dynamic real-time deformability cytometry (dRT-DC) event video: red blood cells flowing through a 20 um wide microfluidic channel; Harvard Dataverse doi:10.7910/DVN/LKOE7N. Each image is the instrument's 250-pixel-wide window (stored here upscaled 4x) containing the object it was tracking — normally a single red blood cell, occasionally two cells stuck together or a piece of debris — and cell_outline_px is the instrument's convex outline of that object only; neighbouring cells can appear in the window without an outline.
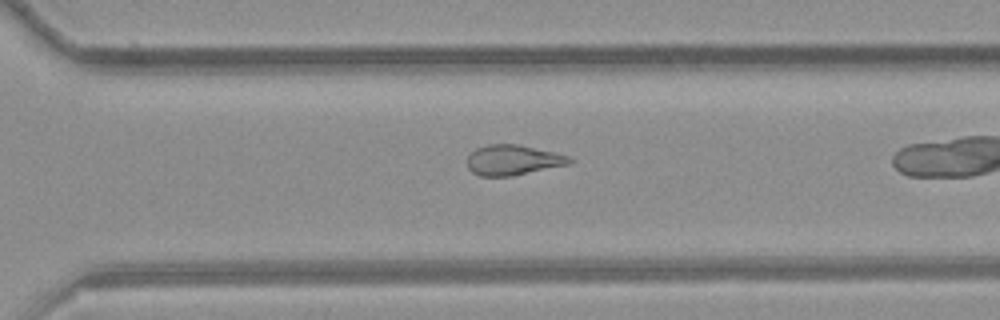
{"species": "common noctule bat (a hibernating species)", "species_latin": "Nyctalus noctula", "temperature_condition": "room temperature", "stored_images_in_passage": 29, "camera_frame_rate_fps": 3000, "um_per_image_px": 0.085, "animal": {"sex": "female", "body_mass_g": 21.9}, "frame": {"image": 1, "passage_image": 25, "time_ms": 8.0, "image_size_px": [1000, 320], "cell_outline_px": [[572, 160], [568, 164], [512, 176], [480, 176], [472, 172], [468, 168], [468, 156], [476, 148], [488, 144], [516, 144], [556, 152], [568, 156]], "centroid_in_image_um": [43.58, 13.6], "position_along_channel_um": 327.0, "area_um2": 17.86}}